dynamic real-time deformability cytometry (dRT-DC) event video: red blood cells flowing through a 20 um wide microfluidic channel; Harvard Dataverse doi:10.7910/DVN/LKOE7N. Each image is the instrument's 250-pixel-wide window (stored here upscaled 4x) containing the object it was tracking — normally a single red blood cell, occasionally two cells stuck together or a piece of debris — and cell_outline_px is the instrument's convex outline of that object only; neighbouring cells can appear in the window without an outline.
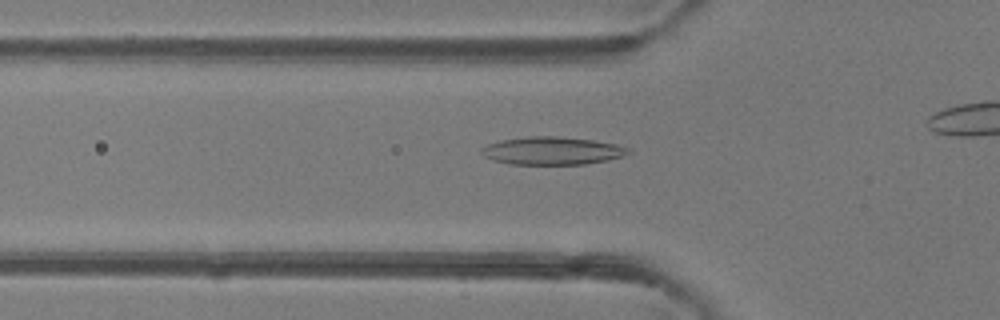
{"species": "common noctule bat (a hibernating species)", "species_latin": "Nyctalus noctula", "temperature_condition": "room temperature", "stored_images_in_passage": 40, "camera_frame_rate_fps": 3000, "um_per_image_px": 0.085, "animal": {"sex": "female"}, "frame": {"image": 1, "passage_image": 17, "time_ms": 5.333, "image_size_px": [1000, 320], "cell_outline_px": [[632, 152], [608, 160], [584, 164], [508, 164], [492, 160], [484, 156], [480, 152], [480, 148], [488, 144], [500, 140], [528, 136], [556, 136], [592, 140], [616, 144], [628, 148]], "centroid_in_image_um": [46.88, 12.81], "position_along_channel_um": 78.9, "area_um2": 23.81}}
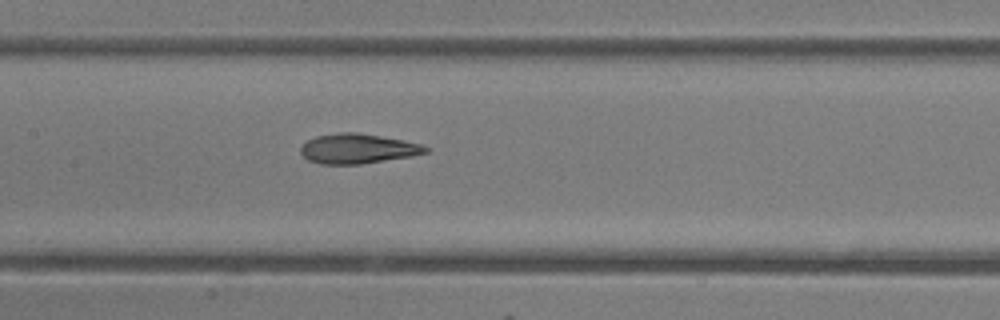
{"frame": {"image": 2, "passage_image": 24, "time_ms": 7.667, "image_size_px": [1000, 320], "cell_outline_px": [[428, 152], [412, 156], [360, 164], [320, 164], [308, 160], [300, 152], [300, 148], [308, 140], [316, 136], [340, 132], [356, 132], [404, 140], [420, 144], [428, 148]], "centroid_in_image_um": [30.39, 12.64], "position_along_channel_um": 177.0, "area_um2": 21.56}}
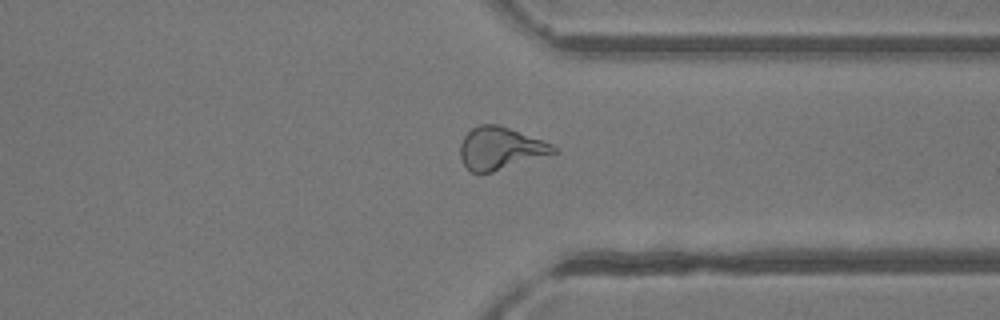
{"frame": {"image": 3, "passage_image": 38, "time_ms": 12.333, "image_size_px": [1000, 320], "cell_outline_px": [[556, 152], [492, 172], [472, 172], [464, 164], [460, 156], [460, 144], [464, 136], [472, 128], [480, 124], [500, 124], [544, 140], [552, 144], [556, 148]], "centroid_in_image_um": [42.51, 12.58], "position_along_channel_um": 368.9, "area_um2": 22.83}}